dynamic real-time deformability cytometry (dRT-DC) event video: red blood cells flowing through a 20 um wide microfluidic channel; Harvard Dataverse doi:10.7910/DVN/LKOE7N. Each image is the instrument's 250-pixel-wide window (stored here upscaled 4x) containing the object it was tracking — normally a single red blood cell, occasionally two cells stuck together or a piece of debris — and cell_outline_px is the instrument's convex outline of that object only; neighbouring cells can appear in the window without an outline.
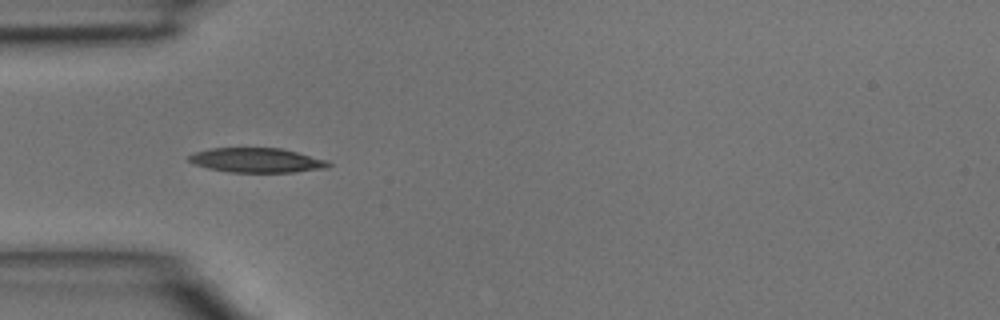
{"species": "common noctule bat (a hibernating species)", "species_latin": "Nyctalus noctula", "temperature_condition": "room temperature", "stored_images_in_passage": 2, "camera_frame_rate_fps": 3000, "um_per_image_px": 0.085, "animal": {"sex": "male", "body_mass_g": 15.6}, "frame": {"image": 1, "passage_image": 2, "time_ms": 0.333, "image_size_px": [1000, 320], "cell_outline_px": [[332, 164], [328, 168], [296, 172], [228, 172], [208, 168], [196, 164], [188, 160], [188, 156], [196, 152], [208, 148], [280, 148], [328, 160]], "centroid_in_image_um": [21.85, 13.62], "position_along_channel_um": 63.1, "area_um2": 19.94}}